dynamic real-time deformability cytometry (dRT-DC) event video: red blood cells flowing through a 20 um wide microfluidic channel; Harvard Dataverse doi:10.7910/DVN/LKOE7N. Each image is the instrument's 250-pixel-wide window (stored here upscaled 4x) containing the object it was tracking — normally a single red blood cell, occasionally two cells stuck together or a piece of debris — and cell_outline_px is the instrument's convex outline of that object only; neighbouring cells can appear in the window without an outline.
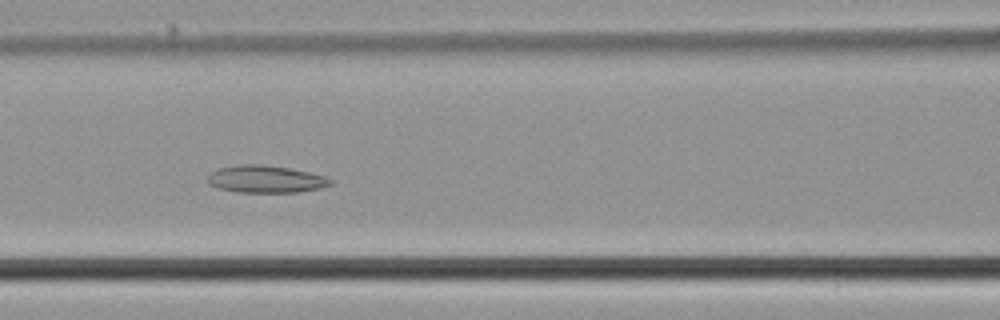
{"species": "common noctule bat (a hibernating species)", "species_latin": "Nyctalus noctula", "temperature_condition": "cold", "stored_images_in_passage": 50, "camera_frame_rate_fps": 3000, "um_per_image_px": 0.085, "animal": {"sex": "male", "body_mass_g": 21.5, "forearm_length_mm": 52.0}, "frame": {"image": 1, "passage_image": 22, "time_ms": 7.0, "image_size_px": [1000, 320], "cell_outline_px": [[332, 184], [320, 188], [296, 192], [236, 192], [216, 188], [208, 184], [208, 176], [212, 172], [220, 168], [236, 164], [260, 164], [288, 168], [308, 172], [324, 176], [332, 180]], "centroid_in_image_um": [22.54, 15.23], "position_along_channel_um": 144.1, "area_um2": 19.48}}
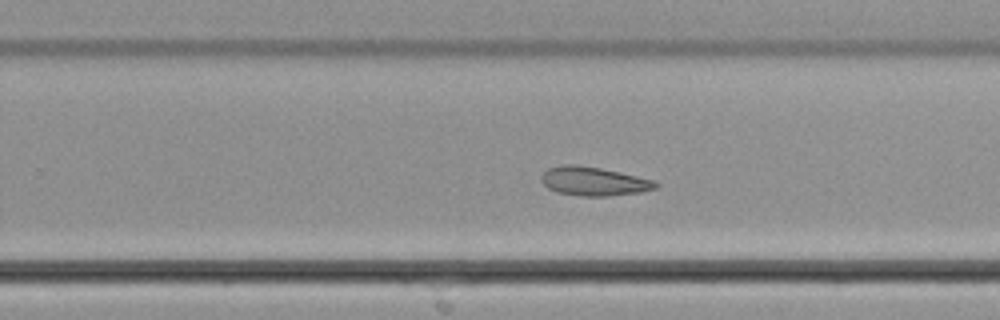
{"frame": {"image": 2, "passage_image": 32, "time_ms": 10.333, "image_size_px": [1000, 320], "cell_outline_px": [[660, 184], [656, 188], [640, 192], [608, 196], [580, 196], [556, 192], [548, 188], [540, 180], [540, 176], [548, 168], [564, 164], [576, 164], [600, 168], [620, 172], [652, 180]], "centroid_in_image_um": [50.43, 15.41], "position_along_channel_um": 279.4, "area_um2": 19.19}}
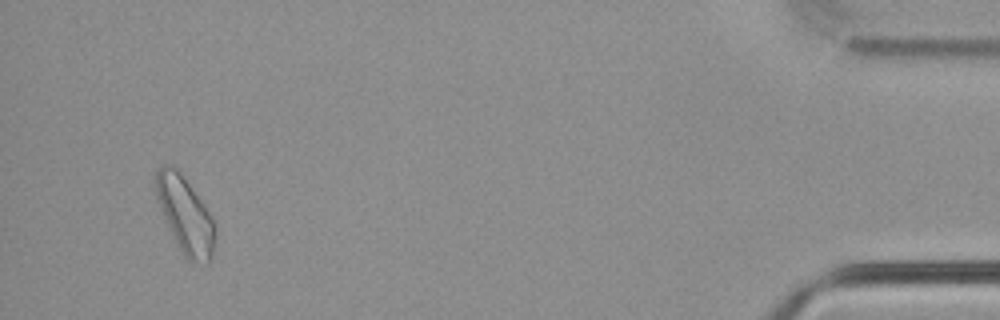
{"frame": {"image": 3, "passage_image": 48, "time_ms": 15.667, "image_size_px": [1000, 320], "cell_outline_px": [[216, 244], [212, 256], [208, 264], [188, 260], [184, 256], [164, 216], [156, 196], [152, 184], [156, 172], [164, 164], [168, 164], [176, 168], [204, 204], [216, 228]], "centroid_in_image_um": [15.75, 18.27], "position_along_channel_um": 419.5, "area_um2": 26.01}}